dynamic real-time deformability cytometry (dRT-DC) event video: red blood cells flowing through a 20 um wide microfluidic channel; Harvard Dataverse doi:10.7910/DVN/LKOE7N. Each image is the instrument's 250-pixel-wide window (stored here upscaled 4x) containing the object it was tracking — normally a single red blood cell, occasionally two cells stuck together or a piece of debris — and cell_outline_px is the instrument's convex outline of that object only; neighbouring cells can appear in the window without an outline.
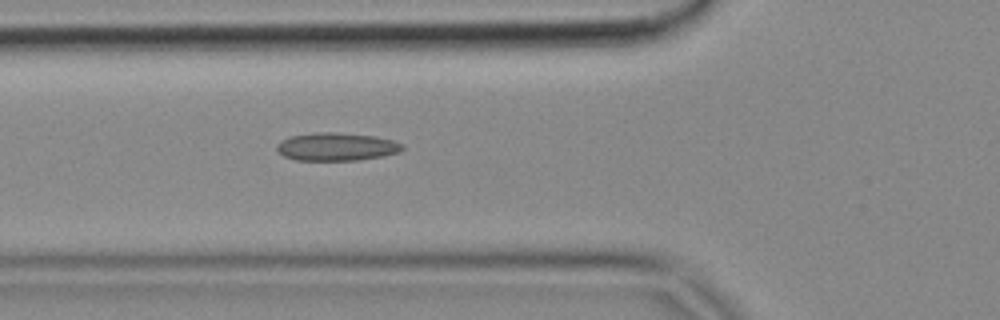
{"species": "common noctule bat (a hibernating species)", "species_latin": "Nyctalus noctula", "temperature_condition": "cold", "stored_images_in_passage": 3, "camera_frame_rate_fps": 3000, "um_per_image_px": 0.085, "animal": {"sex": "female", "body_mass_g": 18.4}, "frame": {"image": 1, "passage_image": 3, "time_ms": 0.667, "image_size_px": [1000, 320], "cell_outline_px": [[404, 148], [400, 152], [380, 156], [356, 160], [296, 160], [284, 156], [276, 148], [276, 144], [280, 140], [292, 136], [316, 132], [336, 132], [376, 136], [392, 140], [404, 144]], "centroid_in_image_um": [28.61, 12.46], "position_along_channel_um": 97.2, "area_um2": 20.46}}